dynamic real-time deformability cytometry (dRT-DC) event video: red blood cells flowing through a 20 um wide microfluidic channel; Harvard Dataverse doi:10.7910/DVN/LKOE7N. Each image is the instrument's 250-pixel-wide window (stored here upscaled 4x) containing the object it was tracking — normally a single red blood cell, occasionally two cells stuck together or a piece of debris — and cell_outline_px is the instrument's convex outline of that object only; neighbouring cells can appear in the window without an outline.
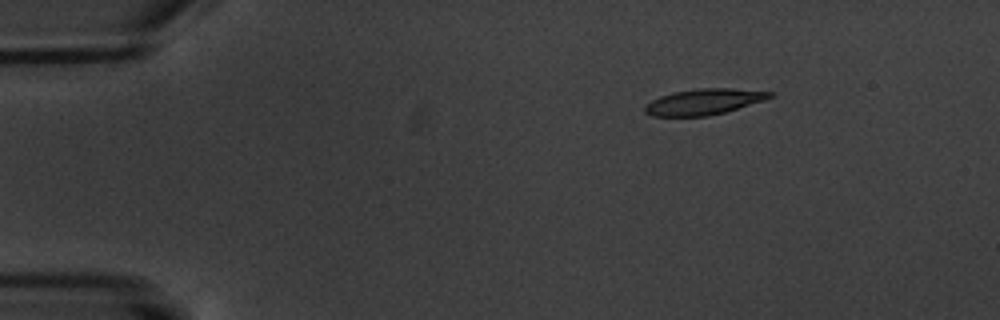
{"species": "common noctule bat (a hibernating species)", "species_latin": "Nyctalus noctula", "temperature_condition": "warm", "stored_images_in_passage": 6, "camera_frame_rate_fps": 3000, "um_per_image_px": 0.085, "animal": {"sex": "male", "body_mass_g": 20.1, "forearm_length_mm": 53.5}, "frame": {"image": 1, "passage_image": 1, "time_ms": 0.0, "image_size_px": [1000, 320], "cell_outline_px": [[776, 92], [772, 96], [764, 100], [724, 112], [708, 116], [652, 116], [644, 112], [644, 104], [660, 96], [672, 92], [700, 88], [732, 88]], "centroid_in_image_um": [59.8, 8.64], "position_along_channel_um": 25.2, "area_um2": 18.84}}
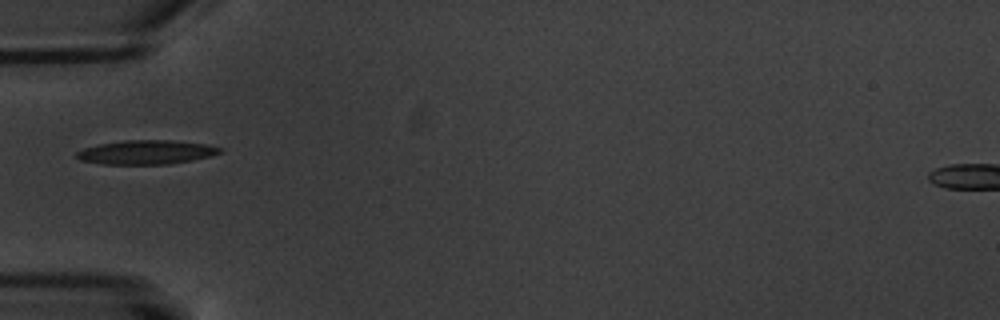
{"frame": {"image": 2, "passage_image": 4, "time_ms": 3.667, "image_size_px": [1000, 320], "cell_outline_px": [[224, 152], [192, 160], [168, 164], [104, 164], [80, 160], [76, 156], [76, 152], [84, 148], [100, 144], [124, 140], [172, 140], [208, 144], [220, 148]], "centroid_in_image_um": [12.44, 12.93], "position_along_channel_um": 72.6, "area_um2": 20.0}}